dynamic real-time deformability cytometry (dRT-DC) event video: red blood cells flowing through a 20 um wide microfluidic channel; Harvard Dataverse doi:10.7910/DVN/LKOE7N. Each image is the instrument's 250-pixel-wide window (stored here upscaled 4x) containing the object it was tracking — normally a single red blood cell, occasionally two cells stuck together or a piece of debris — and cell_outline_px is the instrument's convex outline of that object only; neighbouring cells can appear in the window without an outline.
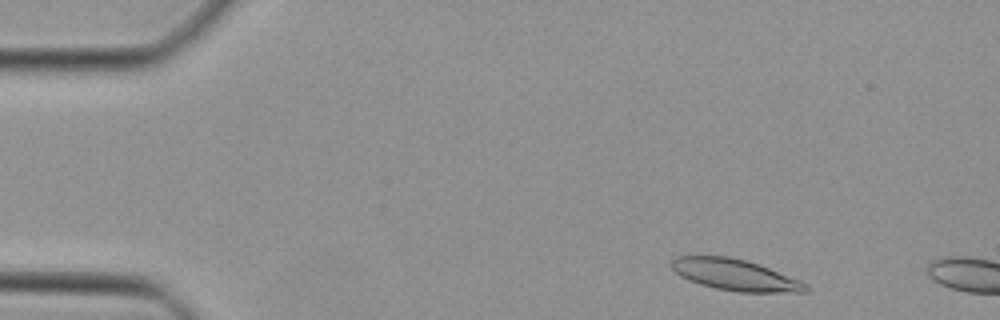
{"species": "Egyptian fruit bat (a non-hibernating species)", "species_latin": "Rousettus aegyptiacus", "temperature_condition": "cold", "stored_images_in_passage": 6, "camera_frame_rate_fps": 3000, "um_per_image_px": 0.085, "animal": {"sex": "female"}, "frame": {"image": 1, "passage_image": 3, "time_ms": 0.667, "image_size_px": [1000, 320], "cell_outline_px": [[812, 288], [808, 292], [736, 292], [716, 288], [700, 284], [688, 280], [680, 276], [668, 264], [676, 256], [728, 256], [744, 260], [768, 268], [800, 280], [808, 284]], "centroid_in_image_um": [62.48, 23.37], "position_along_channel_um": 22.5, "area_um2": 24.45}}